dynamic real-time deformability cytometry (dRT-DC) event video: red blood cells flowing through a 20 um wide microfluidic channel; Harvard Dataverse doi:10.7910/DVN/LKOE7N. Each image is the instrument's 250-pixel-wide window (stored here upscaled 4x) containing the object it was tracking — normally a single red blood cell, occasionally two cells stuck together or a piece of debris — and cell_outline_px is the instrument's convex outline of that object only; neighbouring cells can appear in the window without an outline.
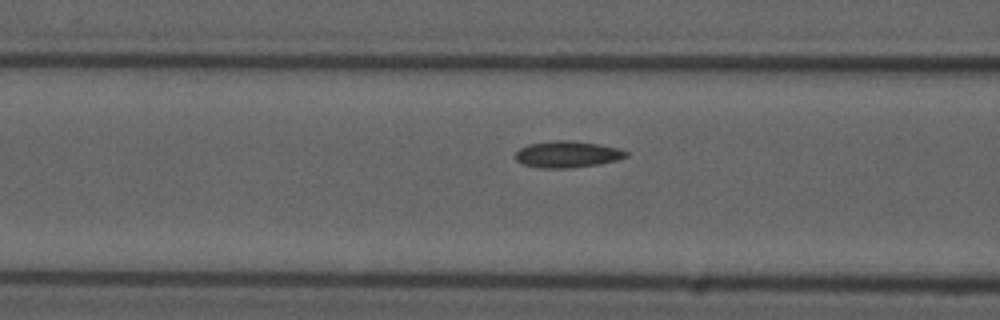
{"species": "common noctule bat (a hibernating species)", "species_latin": "Nyctalus noctula", "temperature_condition": "cold", "stored_images_in_passage": 14, "camera_frame_rate_fps": 3000, "um_per_image_px": 0.085, "animal": {"sex": "male", "forearm_length_mm": 52.5}, "frame": {"image": 1, "passage_image": 8, "time_ms": 2.333, "image_size_px": [1000, 320], "cell_outline_px": [[628, 156], [616, 160], [600, 164], [572, 168], [540, 168], [524, 164], [516, 160], [516, 152], [520, 148], [528, 144], [552, 140], [568, 140], [600, 144], [620, 148], [628, 152]], "centroid_in_image_um": [48.25, 13.11], "position_along_channel_um": 118.4, "area_um2": 17.22}}
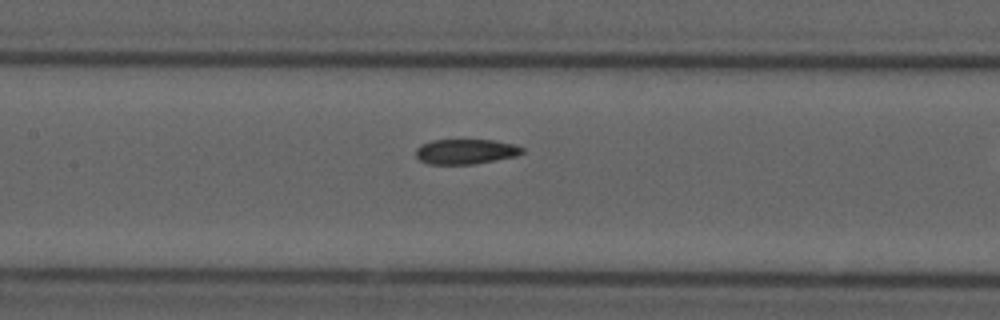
{"frame": {"image": 2, "passage_image": 12, "time_ms": 3.667, "image_size_px": [1000, 320], "cell_outline_px": [[524, 152], [516, 156], [496, 160], [472, 164], [428, 164], [420, 160], [416, 156], [416, 148], [432, 140], [496, 140], [512, 144], [524, 148]], "centroid_in_image_um": [39.6, 12.88], "position_along_channel_um": 167.8, "area_um2": 15.43}}